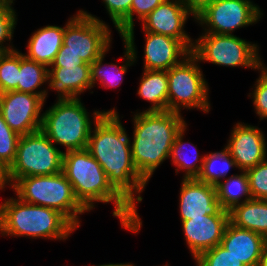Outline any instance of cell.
<instances>
[{
    "mask_svg": "<svg viewBox=\"0 0 267 266\" xmlns=\"http://www.w3.org/2000/svg\"><path fill=\"white\" fill-rule=\"evenodd\" d=\"M112 30L99 17L79 9L65 23L64 52H73L88 64H92L112 44Z\"/></svg>",
    "mask_w": 267,
    "mask_h": 266,
    "instance_id": "cell-10",
    "label": "cell"
},
{
    "mask_svg": "<svg viewBox=\"0 0 267 266\" xmlns=\"http://www.w3.org/2000/svg\"><path fill=\"white\" fill-rule=\"evenodd\" d=\"M78 230L59 211L23 202L18 197L5 198L0 204V234L65 241Z\"/></svg>",
    "mask_w": 267,
    "mask_h": 266,
    "instance_id": "cell-4",
    "label": "cell"
},
{
    "mask_svg": "<svg viewBox=\"0 0 267 266\" xmlns=\"http://www.w3.org/2000/svg\"><path fill=\"white\" fill-rule=\"evenodd\" d=\"M130 139L114 107L94 123L86 149L101 165L112 186L137 210L148 182L134 165Z\"/></svg>",
    "mask_w": 267,
    "mask_h": 266,
    "instance_id": "cell-1",
    "label": "cell"
},
{
    "mask_svg": "<svg viewBox=\"0 0 267 266\" xmlns=\"http://www.w3.org/2000/svg\"><path fill=\"white\" fill-rule=\"evenodd\" d=\"M83 63L84 61L79 55H76L73 52H64V45L62 44V47L58 51L50 67H65Z\"/></svg>",
    "mask_w": 267,
    "mask_h": 266,
    "instance_id": "cell-36",
    "label": "cell"
},
{
    "mask_svg": "<svg viewBox=\"0 0 267 266\" xmlns=\"http://www.w3.org/2000/svg\"><path fill=\"white\" fill-rule=\"evenodd\" d=\"M194 261L196 266H245L220 244L202 252Z\"/></svg>",
    "mask_w": 267,
    "mask_h": 266,
    "instance_id": "cell-31",
    "label": "cell"
},
{
    "mask_svg": "<svg viewBox=\"0 0 267 266\" xmlns=\"http://www.w3.org/2000/svg\"><path fill=\"white\" fill-rule=\"evenodd\" d=\"M14 1L15 0H0V7H6V8L14 9V7H13Z\"/></svg>",
    "mask_w": 267,
    "mask_h": 266,
    "instance_id": "cell-40",
    "label": "cell"
},
{
    "mask_svg": "<svg viewBox=\"0 0 267 266\" xmlns=\"http://www.w3.org/2000/svg\"><path fill=\"white\" fill-rule=\"evenodd\" d=\"M220 245L245 266H259L267 239L254 231L228 222Z\"/></svg>",
    "mask_w": 267,
    "mask_h": 266,
    "instance_id": "cell-20",
    "label": "cell"
},
{
    "mask_svg": "<svg viewBox=\"0 0 267 266\" xmlns=\"http://www.w3.org/2000/svg\"><path fill=\"white\" fill-rule=\"evenodd\" d=\"M20 135L5 122L0 112V160L9 168L13 163Z\"/></svg>",
    "mask_w": 267,
    "mask_h": 266,
    "instance_id": "cell-30",
    "label": "cell"
},
{
    "mask_svg": "<svg viewBox=\"0 0 267 266\" xmlns=\"http://www.w3.org/2000/svg\"><path fill=\"white\" fill-rule=\"evenodd\" d=\"M246 172L252 198L267 200V158Z\"/></svg>",
    "mask_w": 267,
    "mask_h": 266,
    "instance_id": "cell-33",
    "label": "cell"
},
{
    "mask_svg": "<svg viewBox=\"0 0 267 266\" xmlns=\"http://www.w3.org/2000/svg\"><path fill=\"white\" fill-rule=\"evenodd\" d=\"M48 82V67L26 58L20 51V70L16 91L48 97V89L42 86ZM40 89V90H38Z\"/></svg>",
    "mask_w": 267,
    "mask_h": 266,
    "instance_id": "cell-26",
    "label": "cell"
},
{
    "mask_svg": "<svg viewBox=\"0 0 267 266\" xmlns=\"http://www.w3.org/2000/svg\"><path fill=\"white\" fill-rule=\"evenodd\" d=\"M183 114L142 111L133 114L131 152L139 174L149 182L156 169L169 159L176 135L187 125Z\"/></svg>",
    "mask_w": 267,
    "mask_h": 266,
    "instance_id": "cell-3",
    "label": "cell"
},
{
    "mask_svg": "<svg viewBox=\"0 0 267 266\" xmlns=\"http://www.w3.org/2000/svg\"><path fill=\"white\" fill-rule=\"evenodd\" d=\"M17 19L15 9L0 7V53L16 49L11 41L14 37Z\"/></svg>",
    "mask_w": 267,
    "mask_h": 266,
    "instance_id": "cell-32",
    "label": "cell"
},
{
    "mask_svg": "<svg viewBox=\"0 0 267 266\" xmlns=\"http://www.w3.org/2000/svg\"><path fill=\"white\" fill-rule=\"evenodd\" d=\"M63 152L41 130L21 136L8 168L10 185L19 178L62 172Z\"/></svg>",
    "mask_w": 267,
    "mask_h": 266,
    "instance_id": "cell-9",
    "label": "cell"
},
{
    "mask_svg": "<svg viewBox=\"0 0 267 266\" xmlns=\"http://www.w3.org/2000/svg\"><path fill=\"white\" fill-rule=\"evenodd\" d=\"M164 0H132L130 9V28L135 27L134 16L140 22L149 15Z\"/></svg>",
    "mask_w": 267,
    "mask_h": 266,
    "instance_id": "cell-35",
    "label": "cell"
},
{
    "mask_svg": "<svg viewBox=\"0 0 267 266\" xmlns=\"http://www.w3.org/2000/svg\"><path fill=\"white\" fill-rule=\"evenodd\" d=\"M179 194L180 221L203 215H229V211L221 207L214 185L197 178H182Z\"/></svg>",
    "mask_w": 267,
    "mask_h": 266,
    "instance_id": "cell-15",
    "label": "cell"
},
{
    "mask_svg": "<svg viewBox=\"0 0 267 266\" xmlns=\"http://www.w3.org/2000/svg\"><path fill=\"white\" fill-rule=\"evenodd\" d=\"M167 110L181 113L183 109H197L205 114L211 110L209 84L204 78L200 62L190 54L180 64L167 71Z\"/></svg>",
    "mask_w": 267,
    "mask_h": 266,
    "instance_id": "cell-7",
    "label": "cell"
},
{
    "mask_svg": "<svg viewBox=\"0 0 267 266\" xmlns=\"http://www.w3.org/2000/svg\"><path fill=\"white\" fill-rule=\"evenodd\" d=\"M11 187L8 168L0 160V190Z\"/></svg>",
    "mask_w": 267,
    "mask_h": 266,
    "instance_id": "cell-38",
    "label": "cell"
},
{
    "mask_svg": "<svg viewBox=\"0 0 267 266\" xmlns=\"http://www.w3.org/2000/svg\"><path fill=\"white\" fill-rule=\"evenodd\" d=\"M187 126L188 125L183 127L181 131L176 135L169 157V159H171L172 164L176 166V174H178L179 171L183 172V179L198 178L202 170L203 161L205 157V155L203 154H201L202 156L200 155L199 151L197 150V147L194 144L189 141L184 142V133L188 128ZM187 145L192 148V154L188 153L191 148L188 152H186L188 150L187 148H189L187 147Z\"/></svg>",
    "mask_w": 267,
    "mask_h": 266,
    "instance_id": "cell-24",
    "label": "cell"
},
{
    "mask_svg": "<svg viewBox=\"0 0 267 266\" xmlns=\"http://www.w3.org/2000/svg\"><path fill=\"white\" fill-rule=\"evenodd\" d=\"M183 5L196 17L214 0H180Z\"/></svg>",
    "mask_w": 267,
    "mask_h": 266,
    "instance_id": "cell-37",
    "label": "cell"
},
{
    "mask_svg": "<svg viewBox=\"0 0 267 266\" xmlns=\"http://www.w3.org/2000/svg\"><path fill=\"white\" fill-rule=\"evenodd\" d=\"M20 51L0 53V94L18 87Z\"/></svg>",
    "mask_w": 267,
    "mask_h": 266,
    "instance_id": "cell-28",
    "label": "cell"
},
{
    "mask_svg": "<svg viewBox=\"0 0 267 266\" xmlns=\"http://www.w3.org/2000/svg\"><path fill=\"white\" fill-rule=\"evenodd\" d=\"M102 3L120 36L130 29L132 0H102Z\"/></svg>",
    "mask_w": 267,
    "mask_h": 266,
    "instance_id": "cell-29",
    "label": "cell"
},
{
    "mask_svg": "<svg viewBox=\"0 0 267 266\" xmlns=\"http://www.w3.org/2000/svg\"><path fill=\"white\" fill-rule=\"evenodd\" d=\"M65 25H47L32 33L26 46L27 52L22 53L26 58L46 65L53 63L55 56L62 47Z\"/></svg>",
    "mask_w": 267,
    "mask_h": 266,
    "instance_id": "cell-21",
    "label": "cell"
},
{
    "mask_svg": "<svg viewBox=\"0 0 267 266\" xmlns=\"http://www.w3.org/2000/svg\"><path fill=\"white\" fill-rule=\"evenodd\" d=\"M134 29L135 27H132L120 36L124 45V55H122L124 60L120 66L114 62L104 64L105 56L110 48L91 64L92 88L98 82L105 89L119 87L129 67L137 63L138 51L134 42Z\"/></svg>",
    "mask_w": 267,
    "mask_h": 266,
    "instance_id": "cell-18",
    "label": "cell"
},
{
    "mask_svg": "<svg viewBox=\"0 0 267 266\" xmlns=\"http://www.w3.org/2000/svg\"><path fill=\"white\" fill-rule=\"evenodd\" d=\"M144 70L168 71L180 64L191 51L178 39L144 31Z\"/></svg>",
    "mask_w": 267,
    "mask_h": 266,
    "instance_id": "cell-17",
    "label": "cell"
},
{
    "mask_svg": "<svg viewBox=\"0 0 267 266\" xmlns=\"http://www.w3.org/2000/svg\"><path fill=\"white\" fill-rule=\"evenodd\" d=\"M105 110L87 111L81 98L56 100L43 112L41 131L65 152L87 148L94 123ZM93 124V125H92Z\"/></svg>",
    "mask_w": 267,
    "mask_h": 266,
    "instance_id": "cell-5",
    "label": "cell"
},
{
    "mask_svg": "<svg viewBox=\"0 0 267 266\" xmlns=\"http://www.w3.org/2000/svg\"><path fill=\"white\" fill-rule=\"evenodd\" d=\"M229 221L267 239V200L251 199L229 211Z\"/></svg>",
    "mask_w": 267,
    "mask_h": 266,
    "instance_id": "cell-22",
    "label": "cell"
},
{
    "mask_svg": "<svg viewBox=\"0 0 267 266\" xmlns=\"http://www.w3.org/2000/svg\"><path fill=\"white\" fill-rule=\"evenodd\" d=\"M91 266H135L133 263H107V264H101V265H91Z\"/></svg>",
    "mask_w": 267,
    "mask_h": 266,
    "instance_id": "cell-42",
    "label": "cell"
},
{
    "mask_svg": "<svg viewBox=\"0 0 267 266\" xmlns=\"http://www.w3.org/2000/svg\"><path fill=\"white\" fill-rule=\"evenodd\" d=\"M217 199L224 210L230 211L234 206L249 201L252 198L249 178L246 171L229 175L216 186Z\"/></svg>",
    "mask_w": 267,
    "mask_h": 266,
    "instance_id": "cell-25",
    "label": "cell"
},
{
    "mask_svg": "<svg viewBox=\"0 0 267 266\" xmlns=\"http://www.w3.org/2000/svg\"><path fill=\"white\" fill-rule=\"evenodd\" d=\"M47 84V89L57 93V100L81 98V94L92 90L91 65L84 62L65 67H49Z\"/></svg>",
    "mask_w": 267,
    "mask_h": 266,
    "instance_id": "cell-19",
    "label": "cell"
},
{
    "mask_svg": "<svg viewBox=\"0 0 267 266\" xmlns=\"http://www.w3.org/2000/svg\"><path fill=\"white\" fill-rule=\"evenodd\" d=\"M62 172L71 183L79 203L90 212L95 203L112 202L113 217L121 228L137 234L142 220L136 210L109 182L105 171L87 149L63 152Z\"/></svg>",
    "mask_w": 267,
    "mask_h": 266,
    "instance_id": "cell-2",
    "label": "cell"
},
{
    "mask_svg": "<svg viewBox=\"0 0 267 266\" xmlns=\"http://www.w3.org/2000/svg\"><path fill=\"white\" fill-rule=\"evenodd\" d=\"M263 10L252 0H214L195 17L202 33L233 35L235 30L258 23Z\"/></svg>",
    "mask_w": 267,
    "mask_h": 266,
    "instance_id": "cell-11",
    "label": "cell"
},
{
    "mask_svg": "<svg viewBox=\"0 0 267 266\" xmlns=\"http://www.w3.org/2000/svg\"><path fill=\"white\" fill-rule=\"evenodd\" d=\"M229 215H203L181 221L185 243L193 260L221 243Z\"/></svg>",
    "mask_w": 267,
    "mask_h": 266,
    "instance_id": "cell-16",
    "label": "cell"
},
{
    "mask_svg": "<svg viewBox=\"0 0 267 266\" xmlns=\"http://www.w3.org/2000/svg\"><path fill=\"white\" fill-rule=\"evenodd\" d=\"M259 45L236 35L201 33L194 40L191 54L201 63L225 67H244L258 71Z\"/></svg>",
    "mask_w": 267,
    "mask_h": 266,
    "instance_id": "cell-8",
    "label": "cell"
},
{
    "mask_svg": "<svg viewBox=\"0 0 267 266\" xmlns=\"http://www.w3.org/2000/svg\"><path fill=\"white\" fill-rule=\"evenodd\" d=\"M254 86L248 97L252 99L256 116L261 121L267 119V78L260 73Z\"/></svg>",
    "mask_w": 267,
    "mask_h": 266,
    "instance_id": "cell-34",
    "label": "cell"
},
{
    "mask_svg": "<svg viewBox=\"0 0 267 266\" xmlns=\"http://www.w3.org/2000/svg\"><path fill=\"white\" fill-rule=\"evenodd\" d=\"M258 73H261L265 78H267V66L264 64V60L262 61L261 55L259 53V66Z\"/></svg>",
    "mask_w": 267,
    "mask_h": 266,
    "instance_id": "cell-39",
    "label": "cell"
},
{
    "mask_svg": "<svg viewBox=\"0 0 267 266\" xmlns=\"http://www.w3.org/2000/svg\"><path fill=\"white\" fill-rule=\"evenodd\" d=\"M258 126L237 122L225 148L235 160L237 169L247 171L267 158V141Z\"/></svg>",
    "mask_w": 267,
    "mask_h": 266,
    "instance_id": "cell-14",
    "label": "cell"
},
{
    "mask_svg": "<svg viewBox=\"0 0 267 266\" xmlns=\"http://www.w3.org/2000/svg\"><path fill=\"white\" fill-rule=\"evenodd\" d=\"M193 14L180 0H164L141 21L143 31L167 35L180 40L190 51L194 39L185 31L188 19Z\"/></svg>",
    "mask_w": 267,
    "mask_h": 266,
    "instance_id": "cell-13",
    "label": "cell"
},
{
    "mask_svg": "<svg viewBox=\"0 0 267 266\" xmlns=\"http://www.w3.org/2000/svg\"><path fill=\"white\" fill-rule=\"evenodd\" d=\"M236 168L235 160L224 147L221 151L205 154L198 180L216 186L228 176L230 169Z\"/></svg>",
    "mask_w": 267,
    "mask_h": 266,
    "instance_id": "cell-27",
    "label": "cell"
},
{
    "mask_svg": "<svg viewBox=\"0 0 267 266\" xmlns=\"http://www.w3.org/2000/svg\"><path fill=\"white\" fill-rule=\"evenodd\" d=\"M137 94L151 105L143 111H167V71L143 70Z\"/></svg>",
    "mask_w": 267,
    "mask_h": 266,
    "instance_id": "cell-23",
    "label": "cell"
},
{
    "mask_svg": "<svg viewBox=\"0 0 267 266\" xmlns=\"http://www.w3.org/2000/svg\"><path fill=\"white\" fill-rule=\"evenodd\" d=\"M10 188L23 202L59 211L77 229L82 222L80 215L88 212L77 200L63 172L19 178Z\"/></svg>",
    "mask_w": 267,
    "mask_h": 266,
    "instance_id": "cell-6",
    "label": "cell"
},
{
    "mask_svg": "<svg viewBox=\"0 0 267 266\" xmlns=\"http://www.w3.org/2000/svg\"><path fill=\"white\" fill-rule=\"evenodd\" d=\"M259 266H267V245L263 250Z\"/></svg>",
    "mask_w": 267,
    "mask_h": 266,
    "instance_id": "cell-41",
    "label": "cell"
},
{
    "mask_svg": "<svg viewBox=\"0 0 267 266\" xmlns=\"http://www.w3.org/2000/svg\"><path fill=\"white\" fill-rule=\"evenodd\" d=\"M44 105L45 99L40 95L16 90L0 94V112L7 125L20 136L41 130Z\"/></svg>",
    "mask_w": 267,
    "mask_h": 266,
    "instance_id": "cell-12",
    "label": "cell"
}]
</instances>
